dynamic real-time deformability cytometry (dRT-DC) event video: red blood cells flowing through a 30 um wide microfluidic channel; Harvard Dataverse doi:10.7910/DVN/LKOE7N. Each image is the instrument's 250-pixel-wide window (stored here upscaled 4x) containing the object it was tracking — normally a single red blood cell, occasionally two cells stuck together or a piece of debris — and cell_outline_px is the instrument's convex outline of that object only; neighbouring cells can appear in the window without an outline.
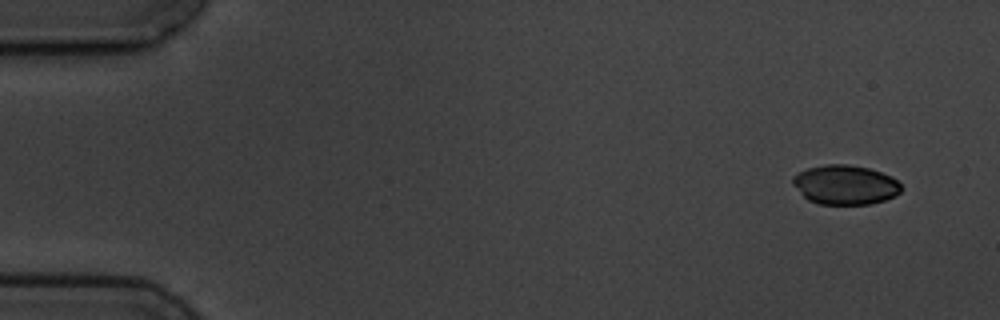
{"species": "common noctule bat (a hibernating species)", "species_latin": "Nyctalus noctula", "temperature_condition": "cold", "stored_images_in_passage": 5, "camera_frame_rate_fps": 3000, "um_per_image_px": 0.085, "animal": {"sex": "male", "body_mass_g": 19.5, "forearm_length_mm": 54.6}, "frame": {"image": 1, "passage_image": 1, "time_ms": 0.0, "image_size_px": [1000, 320], "cell_outline_px": [[904, 188], [896, 196], [872, 204], [820, 204], [808, 200], [792, 184], [792, 176], [808, 168], [824, 164], [848, 164], [868, 168], [892, 176]], "centroid_in_image_um": [71.86, 15.71], "position_along_channel_um": 13.1, "area_um2": 25.03}}
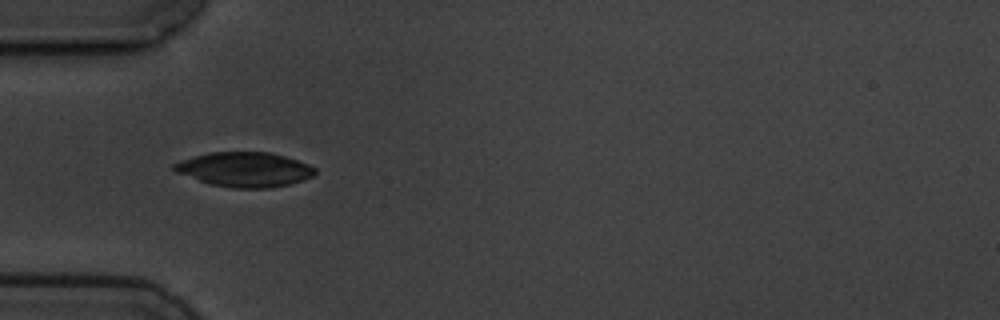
{"frame": {"image": 2, "passage_image": 5, "time_ms": 4.667, "image_size_px": [1000, 320], "cell_outline_px": [[316, 172], [312, 176], [304, 180], [272, 188], [232, 188], [212, 184], [176, 172], [172, 168], [172, 164], [180, 160], [212, 152], [272, 152], [308, 164], [316, 168]], "centroid_in_image_um": [20.81, 14.4], "position_along_channel_um": 64.2, "area_um2": 28.26}}